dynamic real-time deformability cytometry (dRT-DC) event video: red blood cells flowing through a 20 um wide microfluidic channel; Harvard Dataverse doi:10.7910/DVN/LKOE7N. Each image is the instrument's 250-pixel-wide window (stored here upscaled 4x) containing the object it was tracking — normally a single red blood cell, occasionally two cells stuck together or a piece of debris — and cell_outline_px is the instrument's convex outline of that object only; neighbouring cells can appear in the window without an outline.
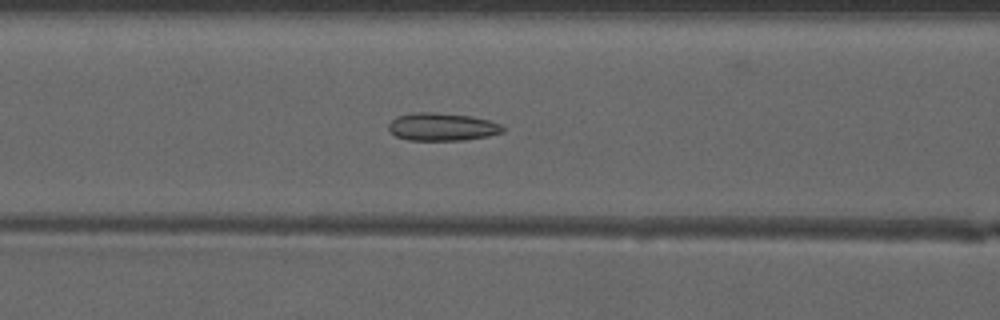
{"species": "common noctule bat (a hibernating species)", "species_latin": "Nyctalus noctula", "temperature_condition": "warm", "stored_images_in_passage": 43, "camera_frame_rate_fps": 3000, "um_per_image_px": 0.085, "animal": {"sex": "male", "forearm_length_mm": 52.5}, "frame": {"image": 1, "passage_image": 15, "time_ms": 4.667, "image_size_px": [1000, 320], "cell_outline_px": [[504, 132], [488, 136], [464, 140], [408, 140], [396, 136], [388, 132], [388, 124], [396, 116], [416, 112], [436, 112], [472, 116], [488, 120], [500, 124], [504, 128]], "centroid_in_image_um": [37.55, 10.78], "position_along_channel_um": 129.0, "area_um2": 18.67}}
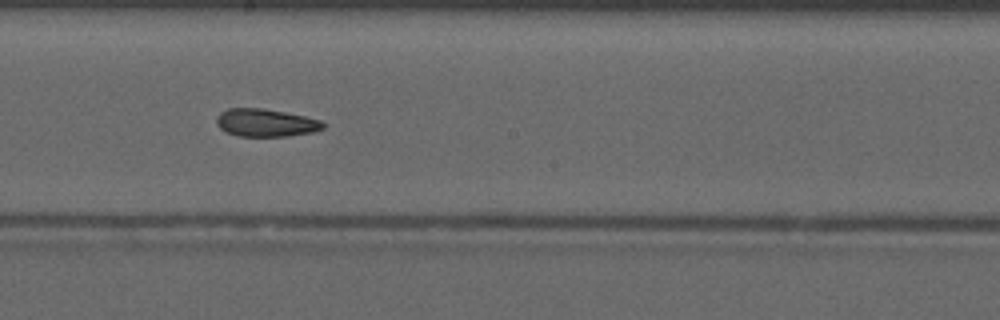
{"frame": {"image": 2, "passage_image": 22, "time_ms": 7.0, "image_size_px": [1000, 320], "cell_outline_px": [[324, 128], [312, 132], [288, 136], [236, 136], [220, 128], [216, 124], [216, 116], [220, 112], [228, 108], [264, 108], [304, 116], [320, 120], [324, 124]], "centroid_in_image_um": [22.55, 10.43], "position_along_channel_um": 225.6, "area_um2": 17.22}}
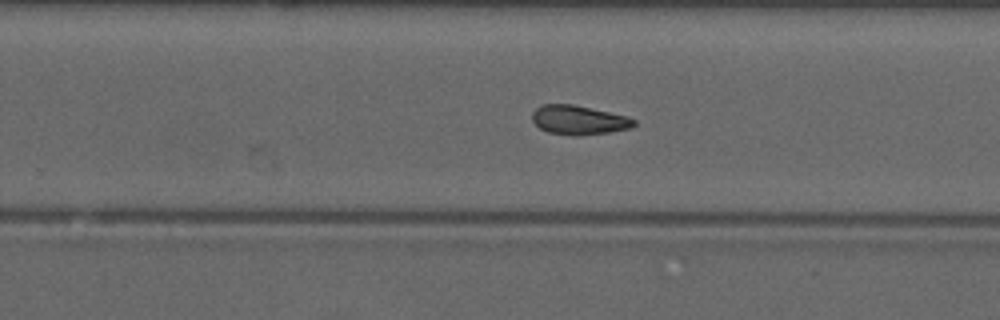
{"frame": {"image": 3, "passage_image": 26, "time_ms": 8.333, "image_size_px": [1000, 320], "cell_outline_px": [[636, 124], [632, 128], [608, 132], [576, 136], [548, 132], [540, 128], [532, 120], [532, 112], [540, 104], [572, 104], [608, 112], [624, 116], [636, 120]], "centroid_in_image_um": [49.16, 10.2], "position_along_channel_um": 280.6, "area_um2": 17.17}, "authors_computed_cell_mechanics": {"area_um2": 17.5134, "velocity_mm_per_s": 4.146, "shape_relaxation_time_tau1_ms": null, "shape_relaxation_time_tau2_ms": 1.7845, "deformation_change_tau1": null, "deformation_change_tau2": 0.0774}}